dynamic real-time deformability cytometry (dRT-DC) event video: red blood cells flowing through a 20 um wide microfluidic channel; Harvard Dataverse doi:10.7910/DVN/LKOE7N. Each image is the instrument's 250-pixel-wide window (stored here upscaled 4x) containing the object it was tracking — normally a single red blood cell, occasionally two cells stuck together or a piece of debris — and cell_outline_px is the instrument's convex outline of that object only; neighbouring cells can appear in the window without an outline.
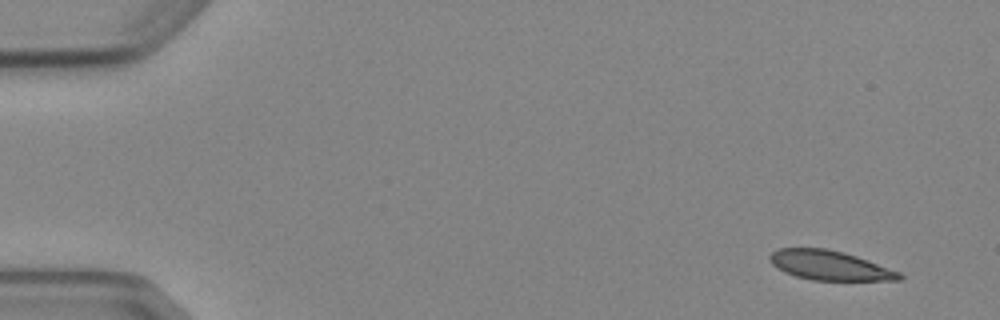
{"species": "Egyptian fruit bat (a non-hibernating species)", "species_latin": "Rousettus aegyptiacus", "temperature_condition": "cold", "stored_images_in_passage": 6, "camera_frame_rate_fps": 3000, "um_per_image_px": 0.085, "animal": {"sex": "female"}, "frame": {"image": 1, "passage_image": 1, "time_ms": 0.0, "image_size_px": [1000, 320], "cell_outline_px": [[904, 276], [900, 280], [812, 280], [796, 276], [784, 272], [776, 268], [768, 260], [768, 256], [772, 252], [780, 248], [824, 248], [844, 252], [868, 260], [900, 272]], "centroid_in_image_um": [70.49, 22.55], "position_along_channel_um": 14.5, "area_um2": 22.25}}
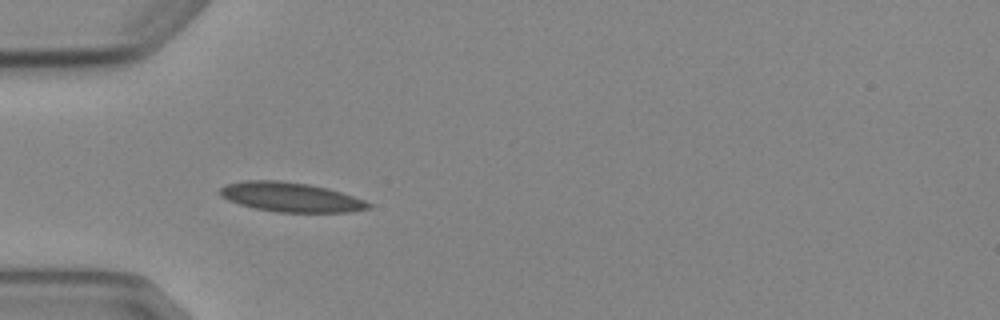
{"frame": {"image": 2, "passage_image": 5, "time_ms": 4.333, "image_size_px": [1000, 320], "cell_outline_px": [[372, 208], [352, 212], [276, 212], [256, 208], [240, 204], [228, 200], [220, 196], [220, 188], [224, 184], [244, 180], [280, 180], [308, 184], [328, 188], [364, 200], [372, 204]], "centroid_in_image_um": [24.71, 16.75], "position_along_channel_um": 60.3, "area_um2": 25.55}}
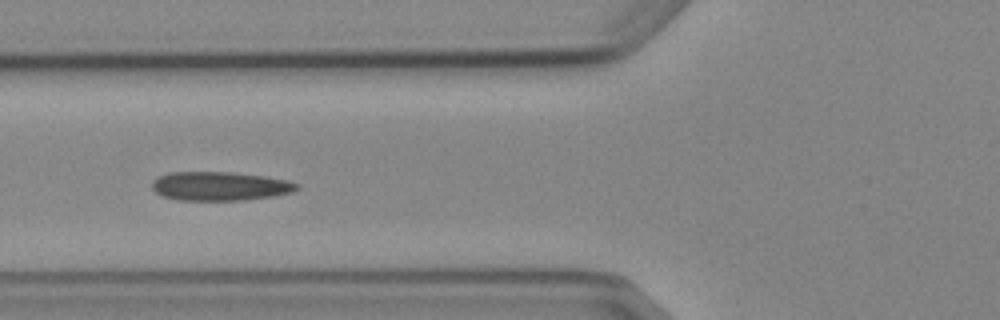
{"frame": {"image": 3, "passage_image": 6, "time_ms": 5.667, "image_size_px": [1000, 320], "cell_outline_px": [[300, 188], [292, 192], [272, 196], [244, 200], [176, 200], [164, 196], [156, 192], [152, 188], [152, 180], [168, 172], [232, 172], [264, 176], [288, 180], [300, 184]], "centroid_in_image_um": [18.71, 15.82], "position_along_channel_um": 107.1, "area_um2": 24.45}}